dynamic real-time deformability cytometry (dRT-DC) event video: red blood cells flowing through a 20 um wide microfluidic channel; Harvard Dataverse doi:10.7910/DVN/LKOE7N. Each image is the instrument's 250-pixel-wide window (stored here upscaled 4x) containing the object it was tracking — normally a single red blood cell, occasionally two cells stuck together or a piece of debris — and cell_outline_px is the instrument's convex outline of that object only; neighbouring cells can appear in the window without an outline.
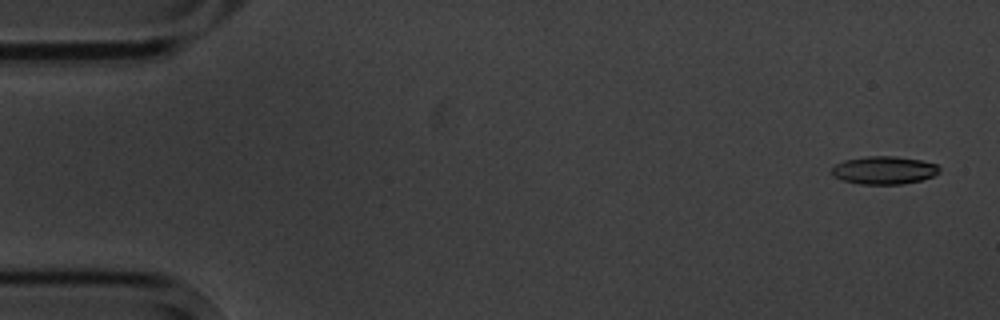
{"species": "common noctule bat (a hibernating species)", "species_latin": "Nyctalus noctula", "temperature_condition": "cold", "stored_images_in_passage": 5, "camera_frame_rate_fps": 3000, "um_per_image_px": 0.085, "animal": {"sex": "male", "body_mass_g": 20.1, "forearm_length_mm": 53.5}, "frame": {"image": 1, "passage_image": 1, "time_ms": 0.0, "image_size_px": [1000, 320], "cell_outline_px": [[940, 168], [932, 176], [920, 180], [900, 184], [860, 184], [844, 180], [832, 176], [832, 168], [836, 164], [844, 160], [868, 156], [896, 156], [920, 160], [936, 164]], "centroid_in_image_um": [75.11, 14.46], "position_along_channel_um": 9.9, "area_um2": 17.28}}
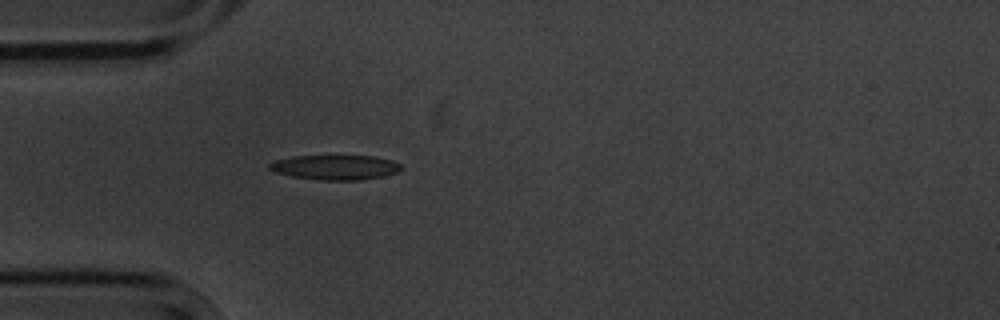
{"frame": {"image": 2, "passage_image": 5, "time_ms": 4.667, "image_size_px": [1000, 320], "cell_outline_px": [[400, 168], [396, 172], [384, 176], [360, 180], [320, 180], [292, 176], [276, 172], [268, 168], [268, 164], [276, 160], [292, 156], [372, 156], [392, 160], [400, 164]], "centroid_in_image_um": [28.48, 14.22], "position_along_channel_um": 56.5, "area_um2": 18.84}}